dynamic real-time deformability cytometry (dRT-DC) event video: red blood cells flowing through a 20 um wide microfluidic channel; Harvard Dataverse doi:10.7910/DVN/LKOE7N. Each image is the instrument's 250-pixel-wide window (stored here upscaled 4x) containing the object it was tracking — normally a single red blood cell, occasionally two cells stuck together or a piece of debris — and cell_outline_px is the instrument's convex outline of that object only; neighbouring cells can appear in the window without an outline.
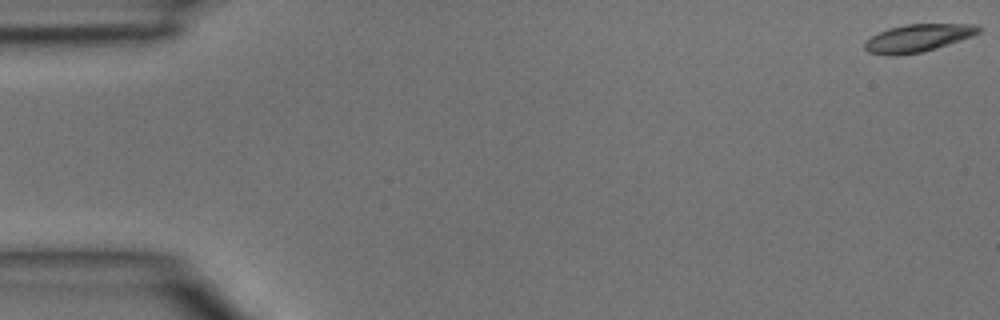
{"species": "common noctule bat (a hibernating species)", "species_latin": "Nyctalus noctula", "temperature_condition": "room temperature", "stored_images_in_passage": 4, "camera_frame_rate_fps": 3000, "um_per_image_px": 0.085, "animal": {"sex": "male", "body_mass_g": 15.6}, "frame": {"image": 1, "passage_image": 1, "time_ms": 0.0, "image_size_px": [1000, 320], "cell_outline_px": [[984, 28], [980, 32], [972, 36], [924, 52], [896, 56], [888, 56], [868, 52], [864, 48], [864, 44], [872, 36], [888, 28], [908, 24], [976, 24]], "centroid_in_image_um": [78.04, 3.24], "position_along_channel_um": 7.0, "area_um2": 18.44}}
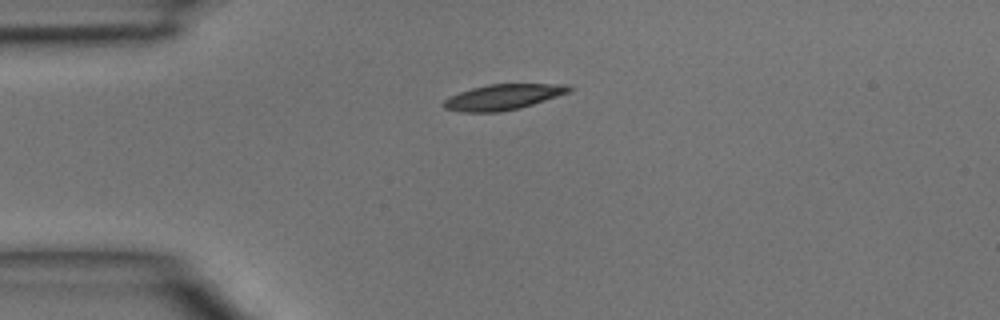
{"frame": {"image": 2, "passage_image": 4, "time_ms": 1.0, "image_size_px": [1000, 320], "cell_outline_px": [[572, 92], [520, 108], [500, 112], [464, 112], [444, 108], [444, 100], [448, 96], [472, 88], [488, 84], [568, 84], [572, 88]], "centroid_in_image_um": [42.8, 8.24], "position_along_channel_um": 42.2, "area_um2": 18.73}}